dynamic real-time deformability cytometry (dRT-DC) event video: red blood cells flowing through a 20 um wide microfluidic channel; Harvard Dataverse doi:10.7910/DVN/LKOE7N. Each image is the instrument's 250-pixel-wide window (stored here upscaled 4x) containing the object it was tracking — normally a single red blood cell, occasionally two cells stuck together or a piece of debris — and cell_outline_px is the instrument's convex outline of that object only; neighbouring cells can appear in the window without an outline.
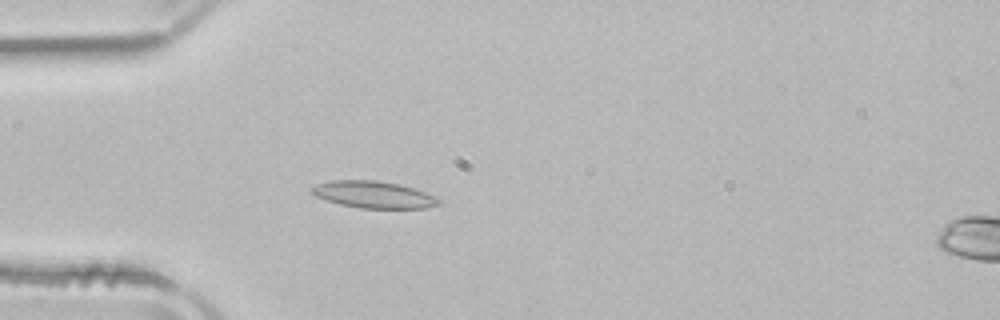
{"species": "common noctule bat (a hibernating species)", "species_latin": "Nyctalus noctula", "temperature_condition": "room temperature", "stored_images_in_passage": 39, "camera_frame_rate_fps": 3000, "um_per_image_px": 0.085, "animal": {"sex": "male", "body_mass_g": 21.5, "forearm_length_mm": 52.0}, "frame": {"image": 1, "passage_image": 2, "time_ms": 0.333, "image_size_px": [1000, 320], "cell_outline_px": [[440, 204], [424, 208], [360, 208], [340, 204], [324, 200], [316, 196], [308, 188], [316, 184], [332, 180], [376, 180], [400, 184], [440, 196]], "centroid_in_image_um": [31.77, 16.53], "position_along_channel_um": 53.2, "area_um2": 20.17}}
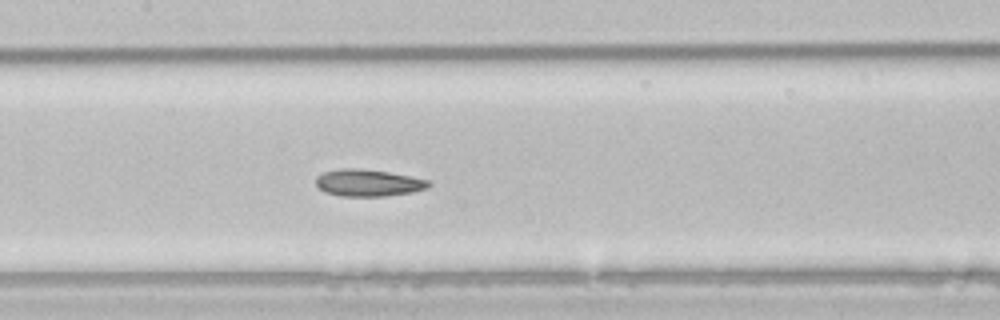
{"frame": {"image": 2, "passage_image": 12, "time_ms": 3.667, "image_size_px": [1000, 320], "cell_outline_px": [[432, 184], [428, 188], [412, 192], [388, 196], [340, 196], [324, 192], [316, 184], [316, 176], [324, 172], [340, 168], [356, 168], [388, 172], [428, 180]], "centroid_in_image_um": [31.29, 15.55], "position_along_channel_um": 176.1, "area_um2": 17.69}}
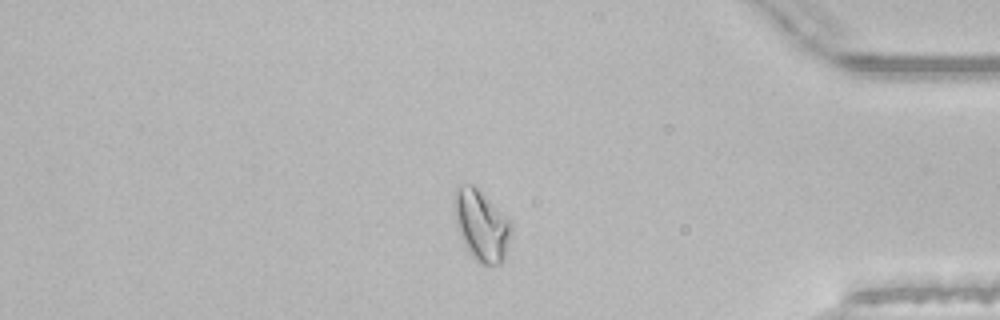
{"frame": {"image": 3, "passage_image": 31, "time_ms": 10.0, "image_size_px": [1000, 320], "cell_outline_px": [[508, 236], [504, 260], [500, 264], [480, 264], [472, 256], [460, 232], [456, 220], [456, 188], [460, 184], [472, 184], [508, 220]], "centroid_in_image_um": [40.9, 19.18], "position_along_channel_um": 394.3, "area_um2": 21.73}, "authors_computed_cell_mechanics": {"area_um2": 18.0336, "velocity_mm_per_s": 3.9221, "shape_relaxation_time_tau1_ms": null, "shape_relaxation_time_tau2_ms": 3.2945, "deformation_change_tau1": null, "deformation_change_tau2": 0.091}}